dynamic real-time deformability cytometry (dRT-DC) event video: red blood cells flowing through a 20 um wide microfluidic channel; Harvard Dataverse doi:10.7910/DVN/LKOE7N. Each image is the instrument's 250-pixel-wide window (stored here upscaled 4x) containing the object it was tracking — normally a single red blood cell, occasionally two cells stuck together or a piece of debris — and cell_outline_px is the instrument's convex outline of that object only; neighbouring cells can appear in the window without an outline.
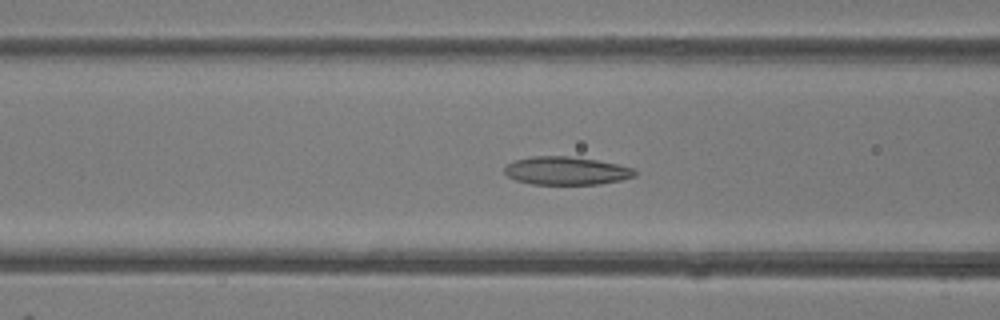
{"species": "common noctule bat (a hibernating species)", "species_latin": "Nyctalus noctula", "temperature_condition": "room temperature", "stored_images_in_passage": 43, "segment_of_instrument_passage": [1, 2], "camera_frame_rate_fps": 3000, "um_per_image_px": 0.085, "animal": {"sex": "female"}, "frame": {"image": 1, "passage_image": 13, "time_ms": 4.0, "image_size_px": [1000, 320], "cell_outline_px": [[636, 176], [620, 180], [600, 184], [532, 184], [516, 180], [508, 176], [504, 172], [504, 168], [508, 164], [516, 160], [532, 156], [568, 156], [596, 160], [636, 168]], "centroid_in_image_um": [48.15, 14.51], "position_along_channel_um": 118.4, "area_um2": 21.27}}
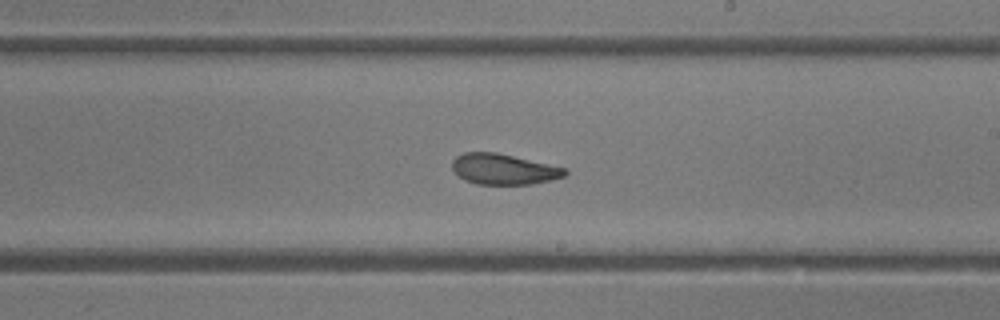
{"frame": {"image": 2, "passage_image": 22, "time_ms": 7.0, "image_size_px": [1000, 320], "cell_outline_px": [[568, 172], [564, 176], [532, 184], [476, 184], [464, 180], [452, 168], [452, 160], [456, 156], [464, 152], [496, 152], [568, 168]], "centroid_in_image_um": [42.81, 14.37], "position_along_channel_um": 246.2, "area_um2": 20.11}}
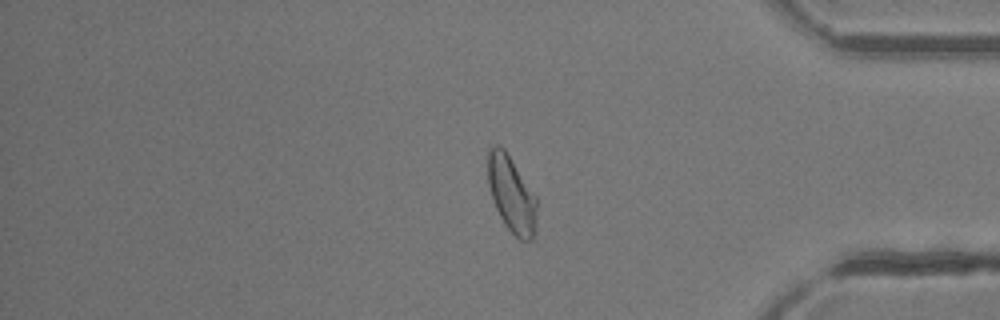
{"frame": {"image": 3, "passage_image": 34, "time_ms": 11.0, "image_size_px": [1000, 320], "cell_outline_px": [[536, 224], [532, 240], [520, 240], [504, 224], [492, 200], [488, 184], [488, 152], [492, 144], [500, 144], [504, 148], [536, 196]], "centroid_in_image_um": [43.46, 16.49], "position_along_channel_um": 391.7, "area_um2": 21.68}}